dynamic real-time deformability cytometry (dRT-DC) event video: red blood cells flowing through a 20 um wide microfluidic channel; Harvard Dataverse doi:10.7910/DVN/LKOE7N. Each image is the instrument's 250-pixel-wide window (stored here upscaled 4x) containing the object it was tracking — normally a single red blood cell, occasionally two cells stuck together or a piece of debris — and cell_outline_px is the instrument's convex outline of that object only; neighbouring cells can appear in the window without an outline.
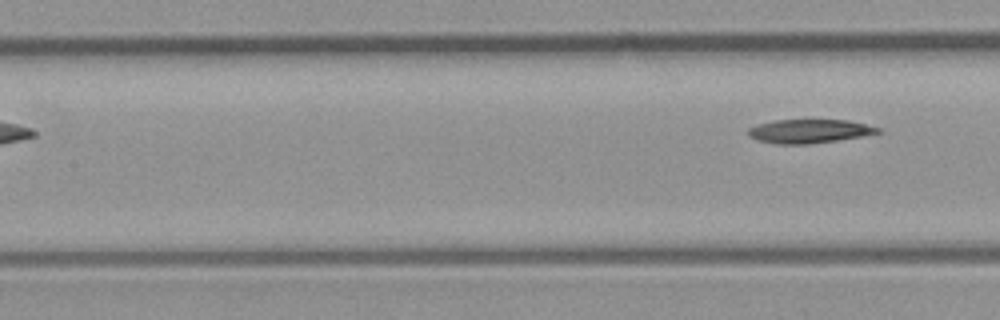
{"species": "common noctule bat (a hibernating species)", "species_latin": "Nyctalus noctula", "temperature_condition": "room temperature", "stored_images_in_passage": 7, "camera_frame_rate_fps": 3000, "um_per_image_px": 0.085, "animal": {"sex": "male", "body_mass_g": 23.1, "forearm_length_mm": 52.7}, "frame": {"image": 1, "passage_image": 7, "time_ms": 8.0, "image_size_px": [1000, 320], "cell_outline_px": [[884, 132], [836, 140], [808, 144], [776, 144], [756, 140], [748, 136], [748, 128], [756, 124], [776, 120], [848, 120], [880, 128]], "centroid_in_image_um": [68.74, 11.15], "position_along_channel_um": 138.7, "area_um2": 17.92}}